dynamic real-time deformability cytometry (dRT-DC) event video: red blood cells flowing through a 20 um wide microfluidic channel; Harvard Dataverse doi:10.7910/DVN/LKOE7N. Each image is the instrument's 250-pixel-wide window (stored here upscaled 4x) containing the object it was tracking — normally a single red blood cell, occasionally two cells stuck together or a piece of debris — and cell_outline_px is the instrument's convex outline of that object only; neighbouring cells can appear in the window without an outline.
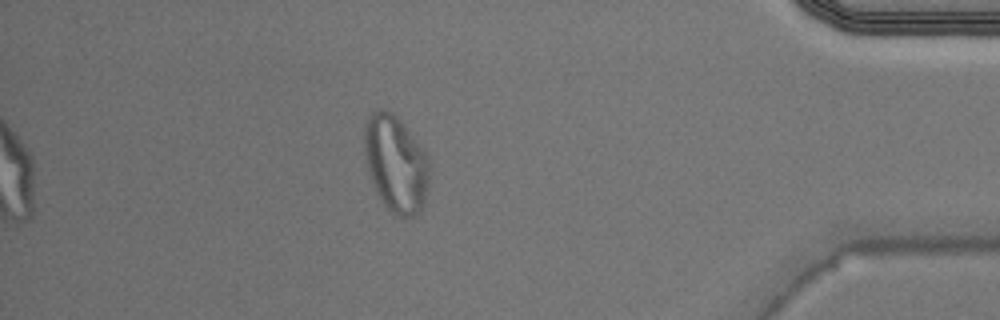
{"species": "Egyptian fruit bat (a non-hibernating species)", "species_latin": "Rousettus aegyptiacus", "temperature_condition": "warm", "stored_images_in_passage": 41, "camera_frame_rate_fps": 3000, "um_per_image_px": 0.085, "animal": {"sex": "male"}, "frame": {"image": 1, "passage_image": 35, "time_ms": 11.333, "image_size_px": [1000, 320], "cell_outline_px": [[428, 184], [424, 200], [420, 212], [412, 216], [396, 216], [384, 204], [376, 192], [368, 172], [364, 152], [364, 124], [368, 116], [372, 112], [380, 108], [392, 112], [404, 124], [428, 156]], "centroid_in_image_um": [33.61, 13.89], "position_along_channel_um": 401.6, "area_um2": 36.53}}